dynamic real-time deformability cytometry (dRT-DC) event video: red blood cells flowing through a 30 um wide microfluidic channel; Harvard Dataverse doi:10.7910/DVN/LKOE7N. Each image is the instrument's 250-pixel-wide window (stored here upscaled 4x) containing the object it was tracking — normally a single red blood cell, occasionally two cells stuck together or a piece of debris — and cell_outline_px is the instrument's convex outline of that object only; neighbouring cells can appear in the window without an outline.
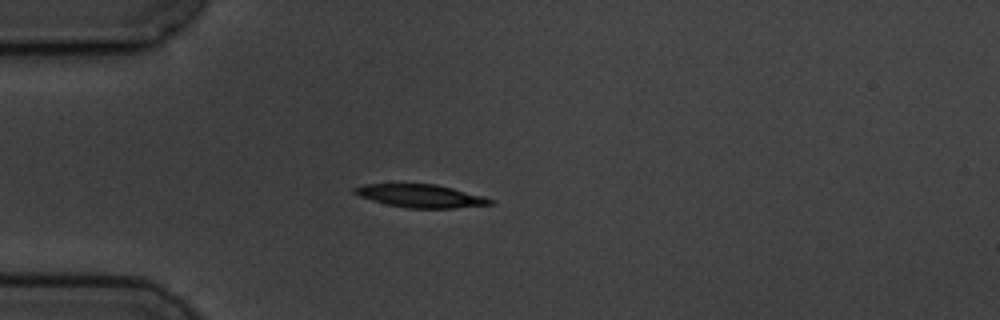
{"species": "common noctule bat (a hibernating species)", "species_latin": "Nyctalus noctula", "temperature_condition": "cold", "stored_images_in_passage": 6, "camera_frame_rate_fps": 3000, "um_per_image_px": 0.085, "animal": {"sex": "male", "body_mass_g": 19.5, "forearm_length_mm": 54.6}, "frame": {"image": 1, "passage_image": 5, "time_ms": 4.667, "image_size_px": [1000, 320], "cell_outline_px": [[496, 204], [452, 208], [408, 208], [388, 204], [372, 200], [360, 196], [352, 192], [352, 188], [364, 184], [436, 184], [484, 196], [496, 200]], "centroid_in_image_um": [35.8, 16.65], "position_along_channel_um": 49.2, "area_um2": 18.21}}